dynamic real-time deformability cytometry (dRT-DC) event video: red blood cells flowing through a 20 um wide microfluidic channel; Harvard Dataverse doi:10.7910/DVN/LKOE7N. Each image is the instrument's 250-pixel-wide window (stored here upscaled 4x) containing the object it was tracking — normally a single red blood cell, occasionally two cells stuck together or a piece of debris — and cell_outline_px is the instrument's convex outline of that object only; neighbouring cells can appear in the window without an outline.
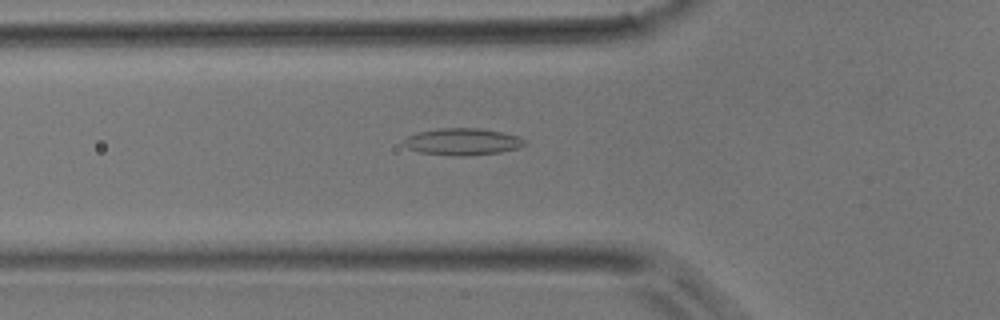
{"species": "common noctule bat (a hibernating species)", "species_latin": "Nyctalus noctula", "temperature_condition": "room temperature", "stored_images_in_passage": 34, "camera_frame_rate_fps": 3000, "um_per_image_px": 0.085, "animal": {"sex": "male", "body_mass_g": 17.9}, "frame": {"image": 1, "passage_image": 6, "time_ms": 1.667, "image_size_px": [1000, 320], "cell_outline_px": [[524, 144], [520, 148], [500, 152], [464, 156], [452, 156], [420, 152], [408, 148], [404, 144], [404, 140], [408, 136], [416, 132], [440, 128], [476, 128], [500, 132], [520, 136], [524, 140]], "centroid_in_image_um": [39.3, 12.04], "position_along_channel_um": 86.5, "area_um2": 18.84}}
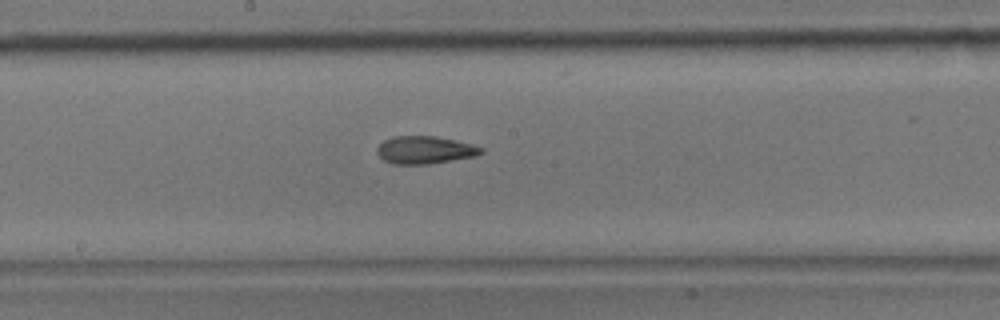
{"frame": {"image": 2, "passage_image": 15, "time_ms": 4.667, "image_size_px": [1000, 320], "cell_outline_px": [[484, 152], [476, 156], [428, 164], [392, 164], [384, 160], [376, 152], [376, 148], [384, 140], [396, 136], [436, 136], [456, 140], [472, 144], [484, 148]], "centroid_in_image_um": [36.13, 12.74], "position_along_channel_um": 212.1, "area_um2": 16.82}}
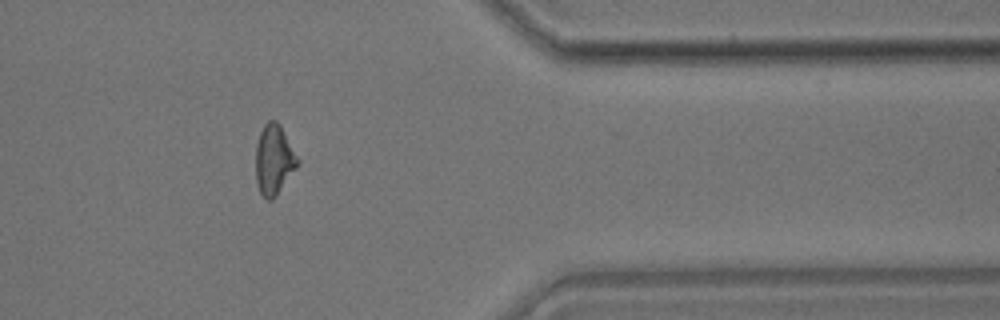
{"frame": {"image": 3, "passage_image": 29, "time_ms": 9.333, "image_size_px": [1000, 320], "cell_outline_px": [[300, 160], [296, 168], [276, 196], [272, 200], [268, 200], [260, 192], [256, 184], [256, 144], [260, 132], [264, 124], [268, 120], [276, 120], [280, 124]], "centroid_in_image_um": [23.28, 13.56], "position_along_channel_um": 388.1, "area_um2": 17.11}}